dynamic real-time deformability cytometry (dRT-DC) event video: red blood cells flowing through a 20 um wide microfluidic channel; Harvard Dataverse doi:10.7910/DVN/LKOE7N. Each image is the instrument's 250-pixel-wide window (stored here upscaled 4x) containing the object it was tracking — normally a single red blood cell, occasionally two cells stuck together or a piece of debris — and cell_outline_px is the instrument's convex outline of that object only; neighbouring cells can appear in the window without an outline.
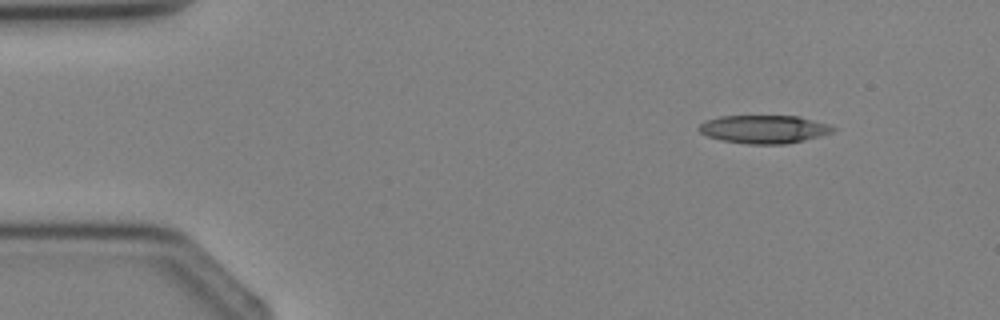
{"species": "Egyptian fruit bat (a non-hibernating species)", "species_latin": "Rousettus aegyptiacus", "temperature_condition": "cold", "stored_images_in_passage": 4, "camera_frame_rate_fps": 3000, "um_per_image_px": 0.085, "animal": {"sex": "female"}, "frame": {"image": 1, "passage_image": 1, "time_ms": 0.0, "image_size_px": [1000, 320], "cell_outline_px": [[836, 128], [832, 132], [820, 136], [788, 144], [748, 144], [720, 140], [708, 136], [700, 132], [696, 128], [704, 120], [720, 116], [800, 116], [828, 124]], "centroid_in_image_um": [64.91, 10.98], "position_along_channel_um": 20.1, "area_um2": 22.14}}
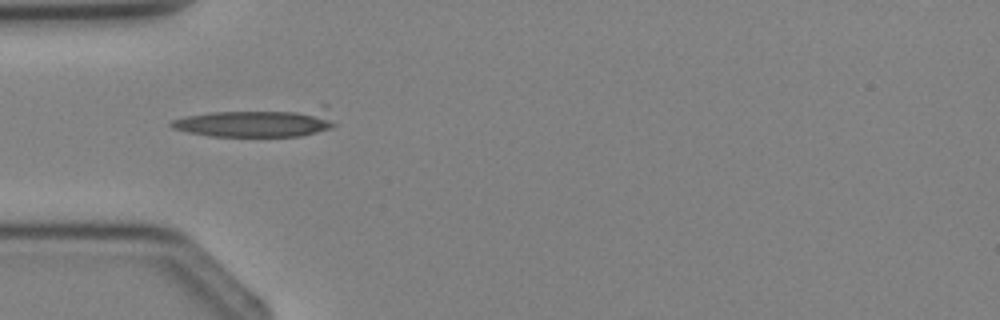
{"frame": {"image": 2, "passage_image": 3, "time_ms": 2.333, "image_size_px": [1000, 320], "cell_outline_px": [[336, 124], [332, 128], [300, 136], [208, 136], [188, 132], [172, 128], [168, 124], [172, 120], [184, 116], [212, 112], [320, 112]], "centroid_in_image_um": [21.54, 10.52], "position_along_channel_um": 63.5, "area_um2": 24.74}}
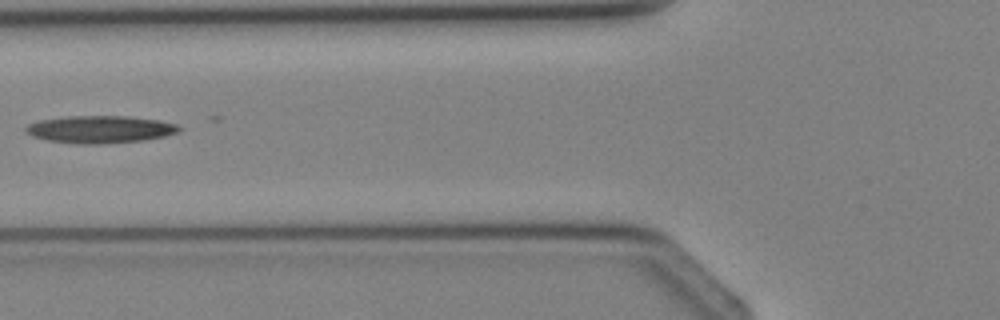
{"frame": {"image": 3, "passage_image": 4, "time_ms": 3.333, "image_size_px": [1000, 320], "cell_outline_px": [[184, 128], [180, 132], [164, 136], [144, 140], [100, 144], [80, 144], [48, 140], [32, 136], [24, 132], [24, 128], [28, 124], [40, 120], [68, 116], [128, 116], [160, 120], [176, 124]], "centroid_in_image_um": [8.53, 10.99], "position_along_channel_um": 117.3, "area_um2": 24.62}}